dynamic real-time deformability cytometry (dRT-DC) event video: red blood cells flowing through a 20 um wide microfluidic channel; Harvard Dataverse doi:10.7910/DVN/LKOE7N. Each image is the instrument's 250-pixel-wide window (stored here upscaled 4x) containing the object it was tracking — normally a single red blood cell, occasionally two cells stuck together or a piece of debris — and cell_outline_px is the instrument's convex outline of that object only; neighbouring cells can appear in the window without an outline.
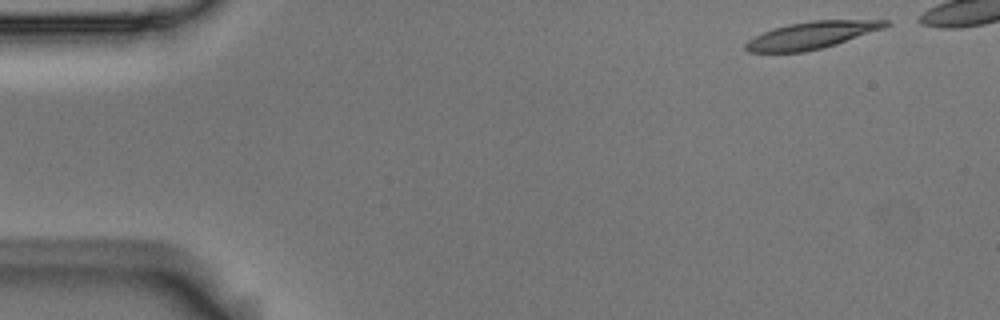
{"species": "Egyptian fruit bat (a non-hibernating species)", "species_latin": "Rousettus aegyptiacus", "temperature_condition": "room temperature", "stored_images_in_passage": 5, "camera_frame_rate_fps": 3000, "um_per_image_px": 0.085, "animal": {"sex": "male"}, "frame": {"image": 1, "passage_image": 1, "time_ms": 0.0, "image_size_px": [1000, 320], "cell_outline_px": [[892, 24], [884, 28], [836, 44], [804, 52], [748, 52], [744, 48], [744, 44], [748, 40], [764, 32], [788, 24], [812, 20], [888, 20]], "centroid_in_image_um": [69.0, 2.99], "position_along_channel_um": 16.0, "area_um2": 21.91}}